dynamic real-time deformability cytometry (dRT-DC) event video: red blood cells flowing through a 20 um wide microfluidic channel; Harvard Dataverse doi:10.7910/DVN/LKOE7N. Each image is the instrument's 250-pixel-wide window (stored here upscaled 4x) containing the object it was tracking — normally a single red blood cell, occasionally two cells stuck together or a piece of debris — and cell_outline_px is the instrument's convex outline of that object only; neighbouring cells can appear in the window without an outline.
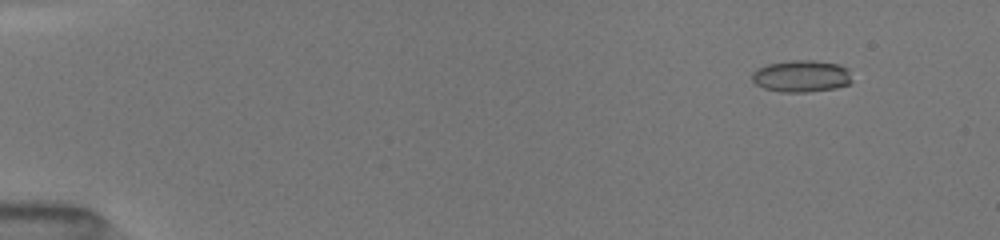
{"species": "common noctule bat (a hibernating species)", "species_latin": "Nyctalus noctula", "temperature_condition": "room temperature", "stored_images_in_passage": 14, "camera_frame_rate_fps": 3000, "um_per_image_px": 0.085, "animal": {"sex": "female", "body_mass_g": 19.5, "forearm_length_mm": 54.1}, "frame": {"image": 1, "passage_image": 4, "time_ms": 1.667, "image_size_px": [1000, 240], "cell_outline_px": [[852, 80], [848, 84], [836, 88], [808, 92], [780, 92], [764, 88], [756, 84], [752, 80], [752, 72], [756, 68], [768, 64], [792, 60], [812, 60], [840, 64], [848, 68]], "centroid_in_image_um": [68.12, 6.47], "position_along_channel_um": 16.9, "area_um2": 18.73}}
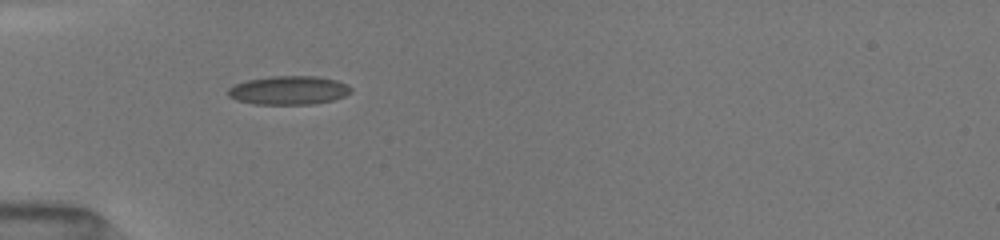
{"frame": {"image": 2, "passage_image": 12, "time_ms": 5.667, "image_size_px": [1000, 240], "cell_outline_px": [[352, 92], [344, 96], [332, 100], [316, 104], [252, 104], [236, 100], [228, 96], [228, 88], [232, 84], [248, 80], [272, 76], [316, 76], [336, 80], [348, 84], [352, 88]], "centroid_in_image_um": [24.54, 7.67], "position_along_channel_um": 60.5, "area_um2": 20.75}}
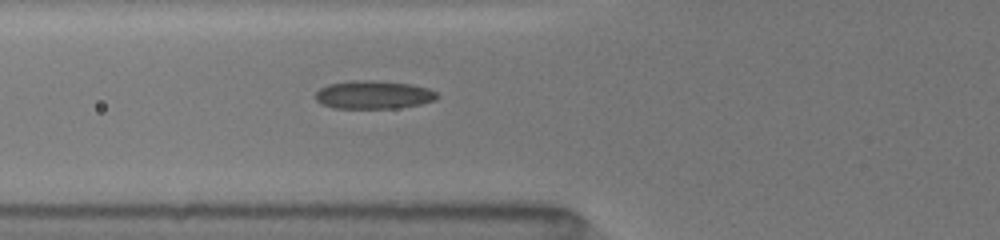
{"frame": {"image": 3, "passage_image": 14, "time_ms": 6.667, "image_size_px": [1000, 240], "cell_outline_px": [[440, 96], [436, 100], [420, 104], [396, 108], [332, 108], [320, 104], [316, 100], [316, 92], [320, 88], [328, 84], [348, 80], [372, 80], [412, 84], [428, 88], [436, 92]], "centroid_in_image_um": [31.74, 8.05], "position_along_channel_um": 94.1, "area_um2": 20.23}}